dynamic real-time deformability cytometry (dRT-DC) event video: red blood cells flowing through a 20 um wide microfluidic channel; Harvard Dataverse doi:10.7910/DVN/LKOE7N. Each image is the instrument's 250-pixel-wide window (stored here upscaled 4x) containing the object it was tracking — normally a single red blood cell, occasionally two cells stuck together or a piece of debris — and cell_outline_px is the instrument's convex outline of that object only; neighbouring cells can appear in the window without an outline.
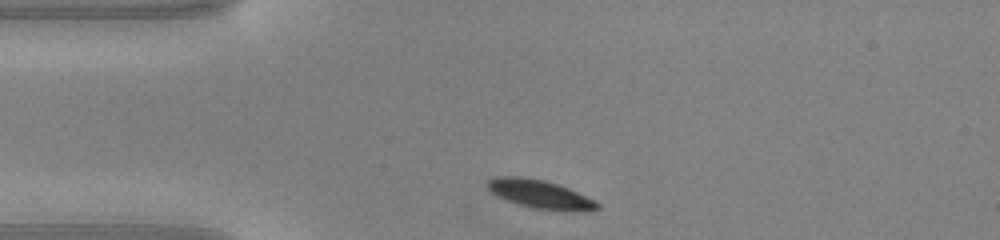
{"species": "common noctule bat (a hibernating species)", "species_latin": "Nyctalus noctula", "temperature_condition": "warm", "stored_images_in_passage": 39, "camera_frame_rate_fps": 3000, "um_per_image_px": 0.085, "animal": {"sex": "male", "body_mass_g": 20.0, "forearm_length_mm": 53.3}, "frame": {"image": 1, "passage_image": 1, "time_ms": 0.0, "image_size_px": [1000, 240], "cell_outline_px": [[600, 208], [532, 208], [508, 200], [492, 192], [488, 188], [488, 180], [496, 176], [520, 176], [544, 180], [568, 188], [600, 204]], "centroid_in_image_um": [45.76, 16.43], "position_along_channel_um": 39.2, "area_um2": 16.82}}
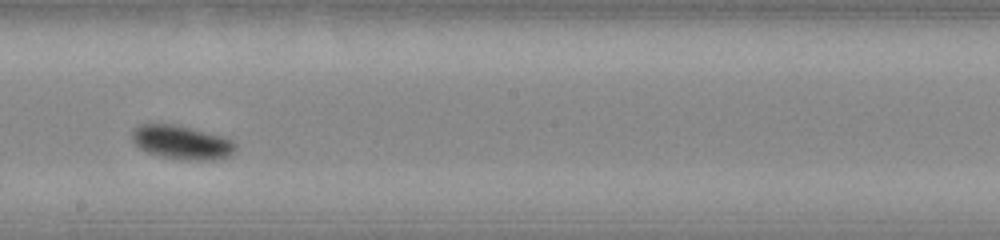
{"frame": {"image": 2, "passage_image": 17, "time_ms": 5.333, "image_size_px": [1000, 240], "cell_outline_px": [[236, 148], [232, 156], [216, 160], [180, 160], [148, 152], [140, 148], [132, 140], [132, 132], [140, 124], [172, 124], [192, 128], [224, 136], [232, 140], [236, 144]], "centroid_in_image_um": [15.51, 12.11], "position_along_channel_um": 232.7, "area_um2": 20.46}}
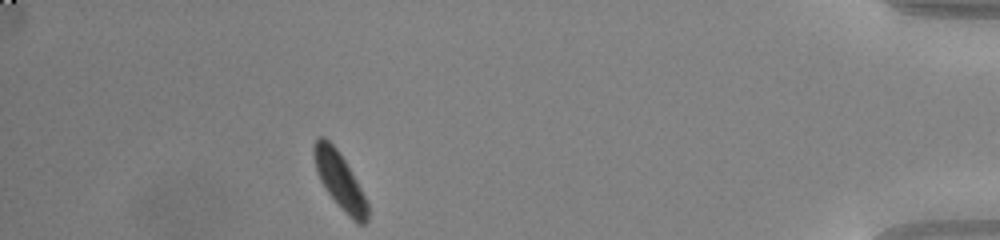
{"frame": {"image": 3, "passage_image": 34, "time_ms": 11.0, "image_size_px": [1000, 240], "cell_outline_px": [[368, 220], [364, 224], [356, 224], [348, 216], [328, 192], [320, 180], [316, 172], [312, 152], [312, 148], [316, 136], [324, 136], [340, 152], [356, 180], [368, 204]], "centroid_in_image_um": [28.85, 15.32], "position_along_channel_um": 406.4, "area_um2": 17.63}, "authors_computed_cell_mechanics": {"area_um2": 18.6694, "velocity_mm_per_s": 4.0772, "shape_relaxation_time_tau1_ms": 1.9697, "shape_relaxation_time_tau2_ms": null, "deformation_change_tau1": 0.1364, "deformation_change_tau2": null}}